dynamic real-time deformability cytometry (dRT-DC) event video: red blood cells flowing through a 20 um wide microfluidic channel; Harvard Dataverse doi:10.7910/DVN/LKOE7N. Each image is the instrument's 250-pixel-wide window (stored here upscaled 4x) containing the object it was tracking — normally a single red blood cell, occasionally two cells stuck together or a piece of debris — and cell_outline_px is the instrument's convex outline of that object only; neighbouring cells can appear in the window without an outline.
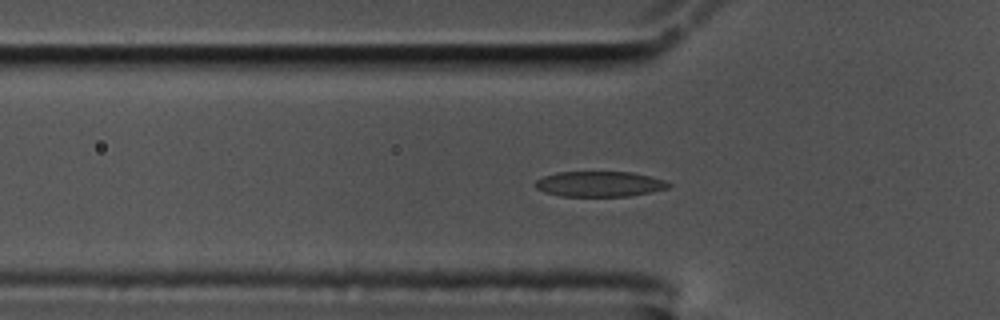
{"species": "common noctule bat (a hibernating species)", "species_latin": "Nyctalus noctula", "temperature_condition": "cold", "stored_images_in_passage": 44, "camera_frame_rate_fps": 3000, "um_per_image_px": 0.085, "animal": {"sex": "male", "body_mass_g": 17.5, "forearm_length_mm": 52.3}, "frame": {"image": 1, "passage_image": 4, "time_ms": 1.0, "image_size_px": [1000, 320], "cell_outline_px": [[672, 184], [668, 188], [628, 196], [560, 196], [544, 192], [536, 188], [536, 180], [544, 176], [556, 172], [632, 172], [664, 180]], "centroid_in_image_um": [50.93, 15.64], "position_along_channel_um": 74.9, "area_um2": 19.54}}
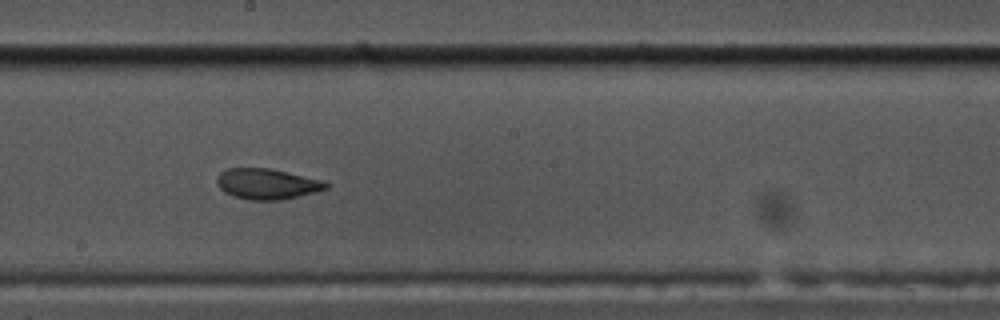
{"frame": {"image": 2, "passage_image": 17, "time_ms": 5.333, "image_size_px": [1000, 320], "cell_outline_px": [[332, 184], [328, 188], [280, 200], [248, 200], [232, 196], [224, 192], [216, 184], [216, 176], [220, 172], [228, 168], [272, 168], [324, 180]], "centroid_in_image_um": [22.68, 15.62], "position_along_channel_um": 225.5, "area_um2": 19.71}}
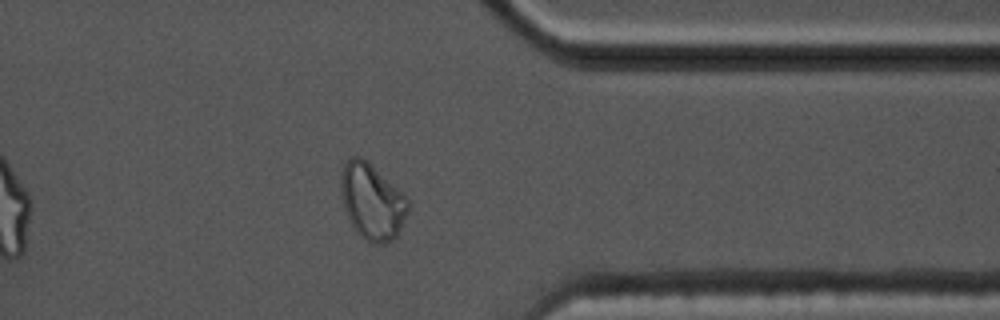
{"frame": {"image": 3, "passage_image": 31, "time_ms": 10.0, "image_size_px": [1000, 320], "cell_outline_px": [[408, 212], [396, 236], [392, 240], [384, 244], [372, 244], [360, 236], [356, 232], [344, 208], [340, 196], [340, 176], [344, 164], [352, 156], [360, 156], [404, 192], [408, 200]], "centroid_in_image_um": [31.61, 17.14], "position_along_channel_um": 379.8, "area_um2": 29.77}, "authors_computed_cell_mechanics": {"area_um2": 20.4323, "velocity_mm_per_s": 3.4767, "shape_relaxation_time_tau1_ms": 7.6813, "shape_relaxation_time_tau2_ms": 1.2734, "deformation_change_tau1": 0.2208, "deformation_change_tau2": 0.0719}}